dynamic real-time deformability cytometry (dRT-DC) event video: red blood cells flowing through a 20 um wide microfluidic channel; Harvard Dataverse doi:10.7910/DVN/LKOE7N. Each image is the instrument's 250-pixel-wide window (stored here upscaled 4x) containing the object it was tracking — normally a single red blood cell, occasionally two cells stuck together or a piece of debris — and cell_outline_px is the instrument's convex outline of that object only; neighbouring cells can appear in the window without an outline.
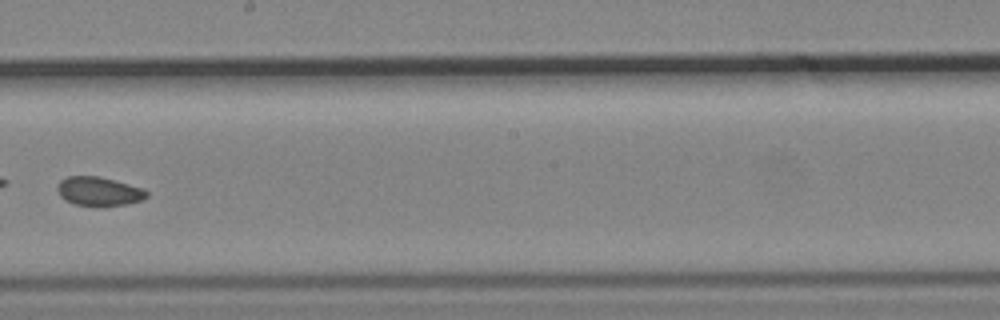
{"species": "common noctule bat (a hibernating species)", "species_latin": "Nyctalus noctula", "temperature_condition": "cold", "stored_images_in_passage": 9, "camera_frame_rate_fps": 3000, "um_per_image_px": 0.085, "animal": {"sex": "male", "body_mass_g": 19.2, "forearm_length_mm": 51.8}, "frame": {"image": 1, "passage_image": 9, "time_ms": 9.667, "image_size_px": [1000, 320], "cell_outline_px": [[148, 196], [144, 200], [124, 204], [100, 208], [76, 204], [64, 200], [60, 196], [56, 188], [60, 180], [68, 176], [100, 176], [128, 184], [140, 188], [148, 192]], "centroid_in_image_um": [8.38, 16.29], "position_along_channel_um": 239.8, "area_um2": 15.32}}